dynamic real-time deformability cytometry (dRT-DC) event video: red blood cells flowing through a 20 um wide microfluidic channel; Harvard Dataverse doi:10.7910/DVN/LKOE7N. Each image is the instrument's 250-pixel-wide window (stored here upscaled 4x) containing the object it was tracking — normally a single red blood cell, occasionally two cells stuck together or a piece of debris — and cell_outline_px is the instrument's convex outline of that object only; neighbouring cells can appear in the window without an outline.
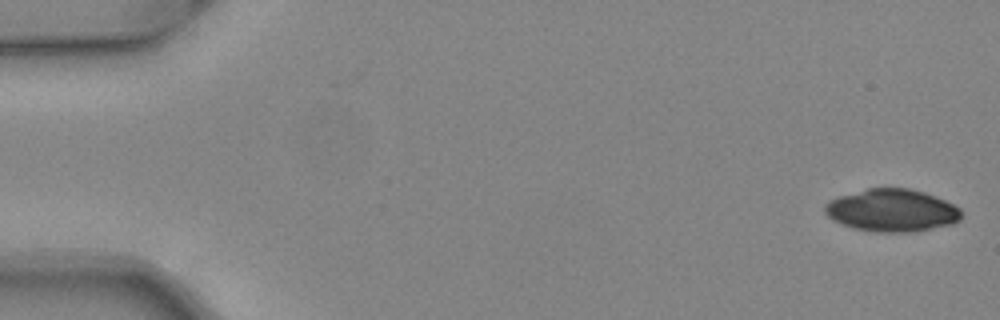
{"species": "common noctule bat (a hibernating species)", "species_latin": "Nyctalus noctula", "temperature_condition": "warm", "stored_images_in_passage": 50, "camera_frame_rate_fps": 3000, "um_per_image_px": 0.085, "animal": {"sex": "female", "body_mass_g": 24.6, "forearm_length_mm": 56.2}, "frame": {"image": 1, "passage_image": 1, "time_ms": 0.0, "image_size_px": [1000, 320], "cell_outline_px": [[960, 220], [952, 224], [912, 232], [876, 232], [856, 228], [832, 220], [824, 212], [824, 204], [828, 200], [840, 196], [868, 188], [908, 188], [924, 192], [944, 200], [960, 208]], "centroid_in_image_um": [75.79, 17.88], "position_along_channel_um": 9.2, "area_um2": 33.58}}